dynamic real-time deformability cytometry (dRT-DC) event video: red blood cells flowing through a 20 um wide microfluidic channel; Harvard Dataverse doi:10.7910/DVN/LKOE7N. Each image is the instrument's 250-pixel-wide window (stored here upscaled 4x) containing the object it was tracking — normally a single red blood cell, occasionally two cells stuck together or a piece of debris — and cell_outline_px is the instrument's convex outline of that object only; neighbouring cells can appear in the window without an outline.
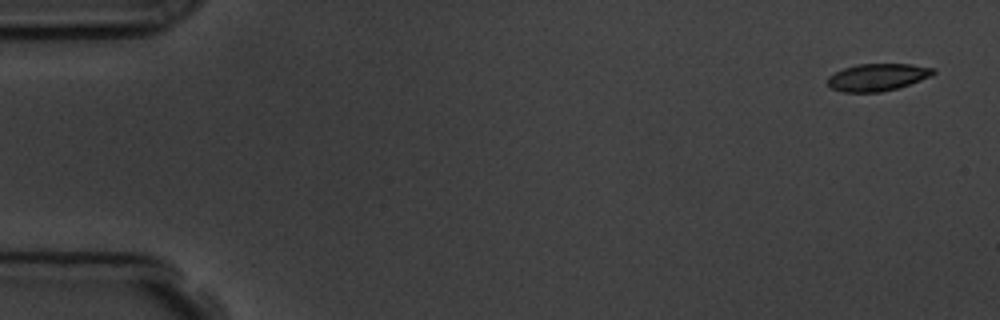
{"species": "common noctule bat (a hibernating species)", "species_latin": "Nyctalus noctula", "temperature_condition": "room temperature", "stored_images_in_passage": 5, "camera_frame_rate_fps": 3000, "um_per_image_px": 0.085, "animal": {"sex": "male", "body_mass_g": 19.5, "forearm_length_mm": 54.6}, "frame": {"image": 1, "passage_image": 1, "time_ms": 0.0, "image_size_px": [1000, 320], "cell_outline_px": [[936, 72], [932, 76], [896, 88], [880, 92], [844, 92], [832, 88], [828, 84], [828, 76], [844, 68], [856, 64], [912, 64], [936, 68]], "centroid_in_image_um": [74.61, 6.55], "position_along_channel_um": 10.4, "area_um2": 16.7}}
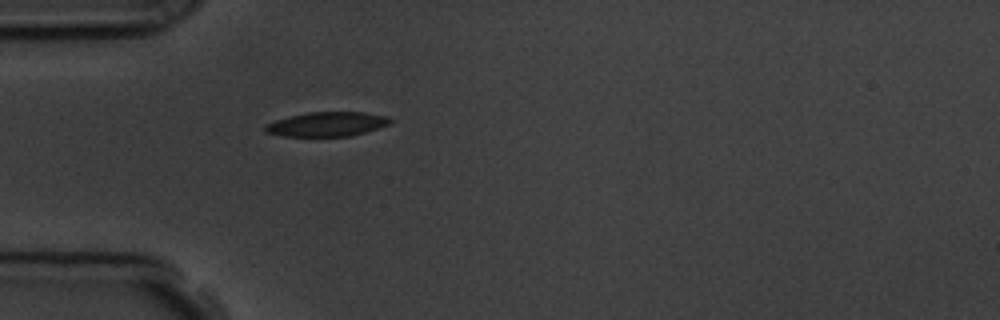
{"frame": {"image": 2, "passage_image": 5, "time_ms": 4.667, "image_size_px": [1000, 320], "cell_outline_px": [[392, 120], [388, 124], [352, 136], [284, 136], [264, 132], [264, 124], [288, 116], [308, 112], [364, 112], [388, 116]], "centroid_in_image_um": [27.75, 10.55], "position_along_channel_um": 57.3, "area_um2": 17.74}}